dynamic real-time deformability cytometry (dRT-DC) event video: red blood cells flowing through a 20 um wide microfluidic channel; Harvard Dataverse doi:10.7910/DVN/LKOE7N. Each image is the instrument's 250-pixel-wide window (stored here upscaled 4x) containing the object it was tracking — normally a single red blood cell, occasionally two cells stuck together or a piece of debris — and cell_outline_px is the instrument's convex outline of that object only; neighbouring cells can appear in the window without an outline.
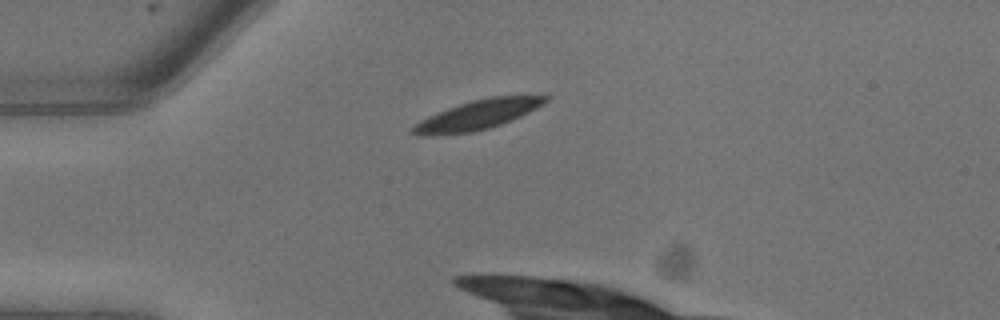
{"species": "common noctule bat (a hibernating species)", "species_latin": "Nyctalus noctula", "temperature_condition": "warm", "stored_images_in_passage": 4, "camera_frame_rate_fps": 3000, "um_per_image_px": 0.085, "animal": {"sex": "male", "body_mass_g": 13.3}, "frame": {"image": 1, "passage_image": 1, "time_ms": 0.0, "image_size_px": [1000, 320], "cell_outline_px": [[548, 100], [536, 108], [512, 120], [488, 128], [472, 132], [428, 136], [416, 136], [408, 132], [420, 120], [428, 116], [448, 108], [472, 100], [488, 96], [548, 96]], "centroid_in_image_um": [40.52, 9.78], "position_along_channel_um": 44.5, "area_um2": 22.54}}
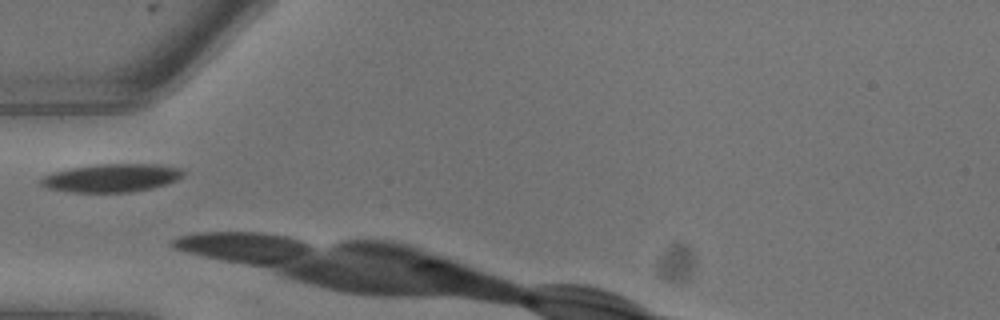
{"frame": {"image": 2, "passage_image": 3, "time_ms": 0.667, "image_size_px": [1000, 320], "cell_outline_px": [[184, 176], [176, 180], [152, 188], [132, 192], [72, 192], [44, 188], [40, 184], [40, 180], [44, 176], [52, 172], [72, 168], [96, 164], [160, 164], [184, 168]], "centroid_in_image_um": [9.5, 15.12], "position_along_channel_um": 75.5, "area_um2": 23.52}}